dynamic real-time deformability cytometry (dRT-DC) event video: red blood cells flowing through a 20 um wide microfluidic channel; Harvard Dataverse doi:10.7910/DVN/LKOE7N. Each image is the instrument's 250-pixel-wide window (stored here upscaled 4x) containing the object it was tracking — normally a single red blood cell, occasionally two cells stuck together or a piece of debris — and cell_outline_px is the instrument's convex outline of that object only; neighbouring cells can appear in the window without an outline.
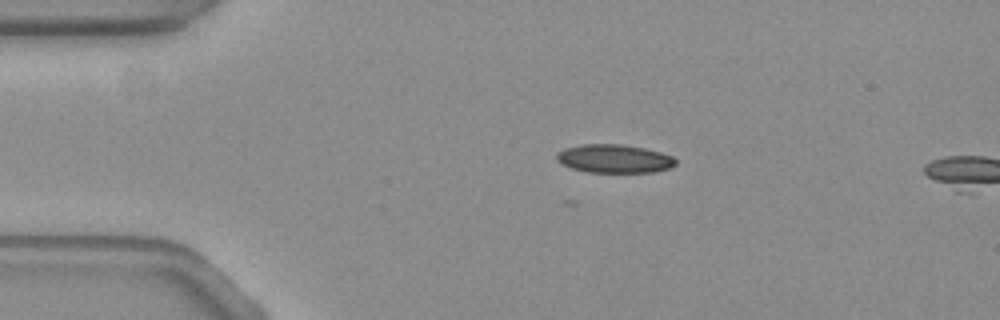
{"species": "common noctule bat (a hibernating species)", "species_latin": "Nyctalus noctula", "temperature_condition": "warm", "stored_images_in_passage": 4, "camera_frame_rate_fps": 3000, "um_per_image_px": 0.085, "animal": {"sex": "female", "body_mass_g": 19.3, "forearm_length_mm": 54.1}, "frame": {"image": 1, "passage_image": 1, "time_ms": 0.0, "image_size_px": [1000, 320], "cell_outline_px": [[676, 164], [668, 168], [652, 172], [588, 172], [572, 168], [556, 160], [556, 156], [564, 148], [584, 144], [624, 144], [644, 148], [660, 152], [672, 156], [676, 160]], "centroid_in_image_um": [52.22, 13.48], "position_along_channel_um": 32.8, "area_um2": 19.54}}